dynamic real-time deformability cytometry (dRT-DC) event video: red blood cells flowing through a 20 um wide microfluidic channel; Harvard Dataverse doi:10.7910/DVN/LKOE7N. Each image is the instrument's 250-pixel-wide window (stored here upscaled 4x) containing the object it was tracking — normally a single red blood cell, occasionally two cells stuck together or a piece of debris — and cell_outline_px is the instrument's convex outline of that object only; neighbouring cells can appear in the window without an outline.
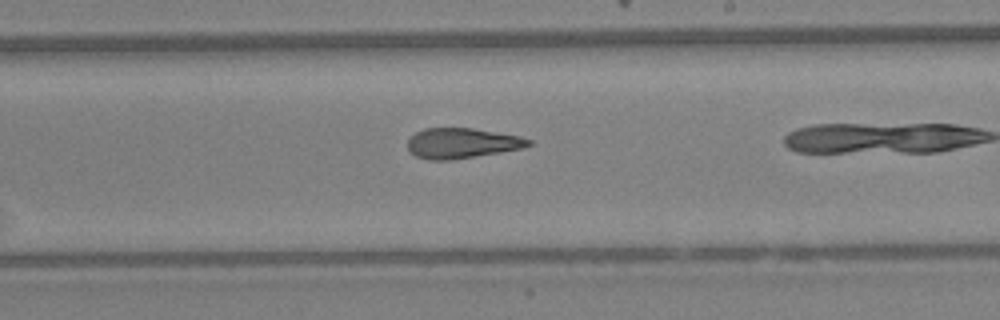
{"species": "Egyptian fruit bat (a non-hibernating species)", "species_latin": "Rousettus aegyptiacus", "temperature_condition": "warm", "stored_images_in_passage": 29, "camera_frame_rate_fps": 3000, "um_per_image_px": 0.085, "animal": {"sex": "female"}, "frame": {"image": 1, "passage_image": 25, "time_ms": 8.0, "image_size_px": [1000, 320], "cell_outline_px": [[532, 144], [524, 148], [500, 152], [448, 160], [428, 160], [416, 156], [408, 148], [408, 140], [416, 132], [424, 128], [472, 128], [520, 136], [532, 140]], "centroid_in_image_um": [39.28, 12.16], "position_along_channel_um": 249.7, "area_um2": 21.15}}